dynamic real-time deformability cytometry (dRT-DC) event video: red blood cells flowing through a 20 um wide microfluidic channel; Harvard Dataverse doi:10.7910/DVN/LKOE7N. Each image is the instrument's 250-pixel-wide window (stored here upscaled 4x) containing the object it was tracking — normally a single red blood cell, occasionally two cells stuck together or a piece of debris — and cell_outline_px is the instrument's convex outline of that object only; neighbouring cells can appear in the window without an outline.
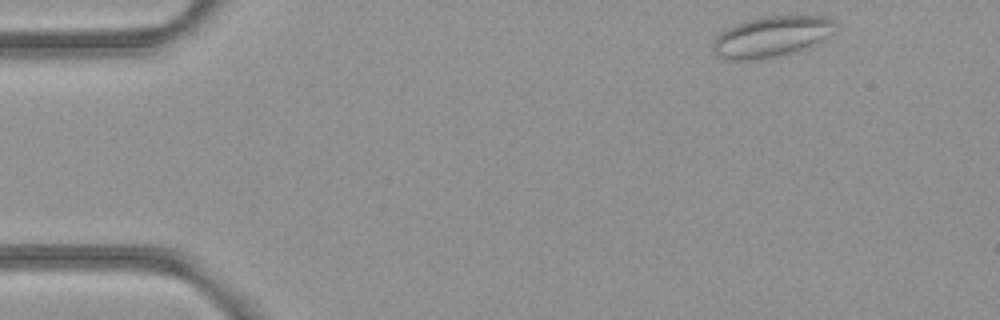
{"species": "common noctule bat (a hibernating species)", "species_latin": "Nyctalus noctula", "temperature_condition": "room temperature", "stored_images_in_passage": 48, "camera_frame_rate_fps": 3000, "um_per_image_px": 0.085, "animal": {"sex": "female", "body_mass_g": 21.9}, "frame": {"image": 1, "passage_image": 1, "time_ms": 0.0, "image_size_px": [1000, 320], "cell_outline_px": [[836, 24], [824, 36], [792, 52], [772, 56], [744, 60], [732, 60], [720, 56], [712, 48], [712, 44], [716, 36], [720, 32], [736, 24], [748, 20], [764, 16], [824, 16], [836, 20]], "centroid_in_image_um": [65.48, 3.08], "position_along_channel_um": 19.5, "area_um2": 27.69}}
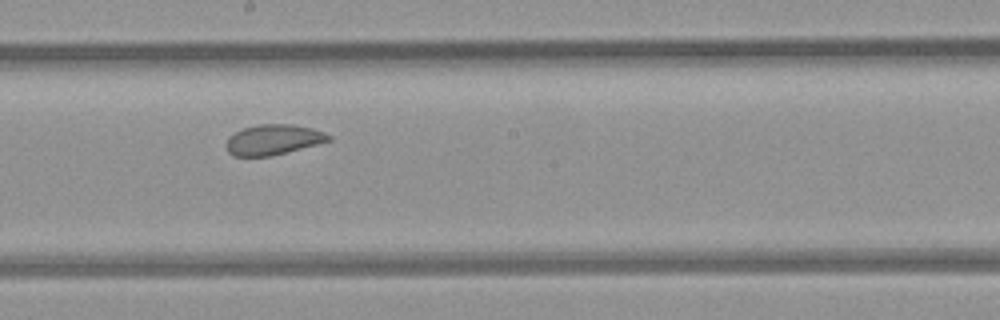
{"frame": {"image": 2, "passage_image": 24, "time_ms": 7.667, "image_size_px": [1000, 320], "cell_outline_px": [[332, 140], [288, 152], [272, 156], [232, 156], [228, 152], [228, 136], [244, 128], [260, 124], [292, 124], [312, 128], [324, 132], [332, 136]], "centroid_in_image_um": [23.27, 11.87], "position_along_channel_um": 224.9, "area_um2": 18.03}}
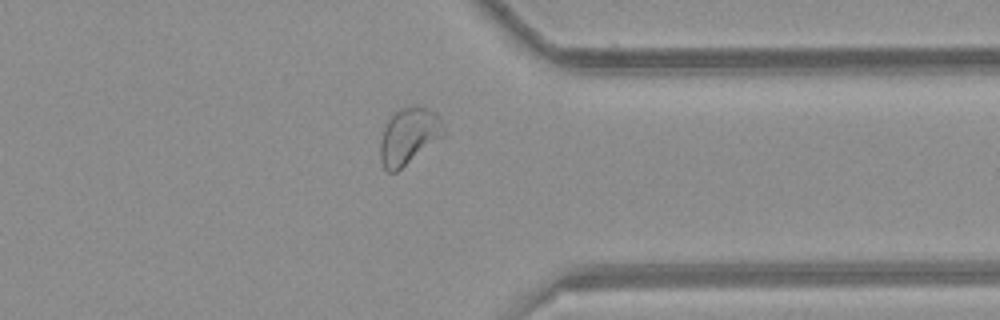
{"frame": {"image": 3, "passage_image": 36, "time_ms": 11.667, "image_size_px": [1000, 320], "cell_outline_px": [[444, 136], [396, 172], [388, 172], [384, 168], [380, 160], [380, 144], [384, 128], [388, 120], [400, 108], [428, 108], [436, 112], [440, 116], [444, 128]], "centroid_in_image_um": [34.76, 11.59], "position_along_channel_um": 376.6, "area_um2": 20.58}, "authors_computed_cell_mechanics": {"area_um2": 21.5594, "velocity_mm_per_s": 3.9461, "shape_relaxation_time_tau1_ms": null, "shape_relaxation_time_tau2_ms": 0.9593, "deformation_change_tau1": null, "deformation_change_tau2": 0.0424}}